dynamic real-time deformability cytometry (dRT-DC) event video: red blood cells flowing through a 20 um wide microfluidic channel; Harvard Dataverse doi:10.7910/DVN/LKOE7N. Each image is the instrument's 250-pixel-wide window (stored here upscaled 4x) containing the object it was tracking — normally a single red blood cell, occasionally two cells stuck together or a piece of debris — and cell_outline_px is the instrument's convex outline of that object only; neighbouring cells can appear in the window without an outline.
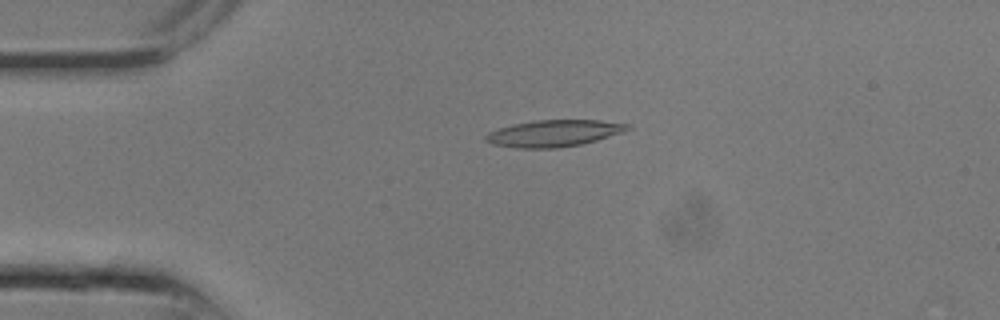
{"species": "common noctule bat (a hibernating species)", "species_latin": "Nyctalus noctula", "temperature_condition": "room temperature", "stored_images_in_passage": 22, "camera_frame_rate_fps": 3000, "um_per_image_px": 0.085, "animal": {"sex": "male", "body_mass_g": 13.3}, "frame": {"image": 1, "passage_image": 3, "time_ms": 0.667, "image_size_px": [1000, 320], "cell_outline_px": [[632, 128], [596, 140], [580, 144], [560, 148], [516, 148], [492, 144], [484, 140], [484, 136], [488, 132], [512, 124], [536, 120], [600, 120], [628, 124]], "centroid_in_image_um": [47.02, 11.33], "position_along_channel_um": 38.0, "area_um2": 21.91}}
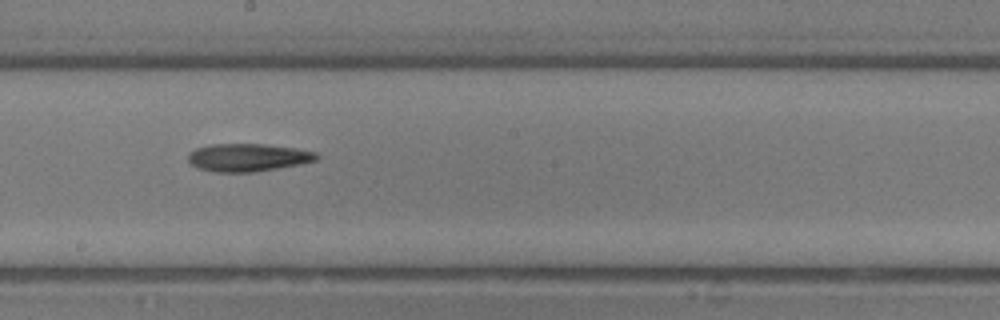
{"frame": {"image": 2, "passage_image": 11, "time_ms": 3.333, "image_size_px": [1000, 320], "cell_outline_px": [[320, 156], [316, 160], [300, 164], [252, 172], [216, 172], [196, 168], [188, 160], [188, 152], [196, 148], [212, 144], [264, 144], [296, 148], [316, 152]], "centroid_in_image_um": [21.05, 13.38], "position_along_channel_um": 227.1, "area_um2": 20.81}}
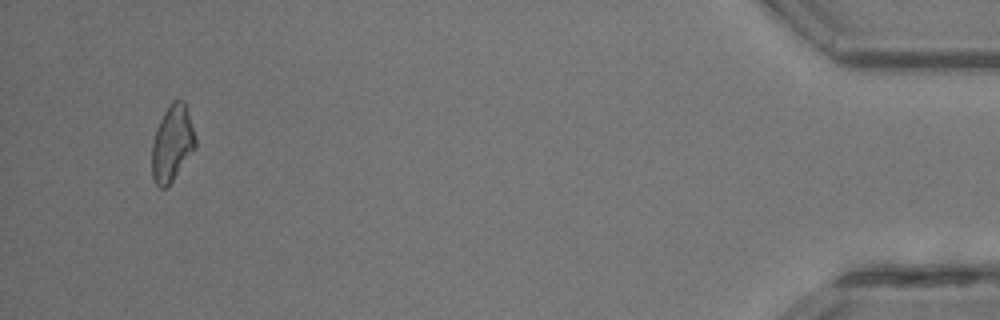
{"frame": {"image": 3, "passage_image": 21, "time_ms": 6.667, "image_size_px": [1000, 320], "cell_outline_px": [[196, 148], [172, 180], [164, 188], [160, 188], [152, 180], [152, 144], [156, 128], [164, 112], [172, 100], [184, 100], [188, 108], [196, 140]], "centroid_in_image_um": [14.64, 12.16], "position_along_channel_um": 420.6, "area_um2": 19.31}}